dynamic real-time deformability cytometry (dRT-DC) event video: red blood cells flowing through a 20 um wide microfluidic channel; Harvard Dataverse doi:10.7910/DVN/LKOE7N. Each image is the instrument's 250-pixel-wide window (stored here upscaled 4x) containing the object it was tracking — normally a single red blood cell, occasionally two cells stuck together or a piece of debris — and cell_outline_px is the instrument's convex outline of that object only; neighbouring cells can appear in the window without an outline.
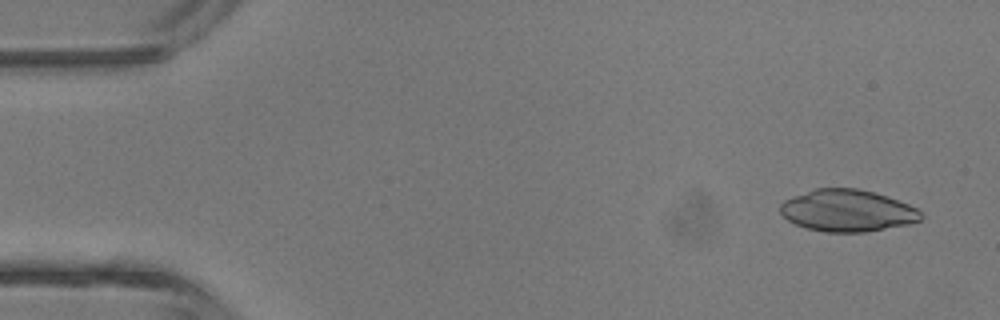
{"species": "common noctule bat (a hibernating species)", "species_latin": "Nyctalus noctula", "temperature_condition": "room temperature", "stored_images_in_passage": 5, "camera_frame_rate_fps": 3000, "um_per_image_px": 0.085, "animal": {"sex": "male", "body_mass_g": 13.3}, "frame": {"image": 1, "passage_image": 1, "time_ms": 0.0, "image_size_px": [1000, 320], "cell_outline_px": [[924, 216], [920, 220], [908, 224], [864, 232], [824, 232], [808, 228], [796, 224], [788, 220], [780, 212], [780, 204], [784, 200], [792, 196], [816, 188], [856, 188], [876, 192], [888, 196], [908, 204], [916, 208]], "centroid_in_image_um": [72.02, 17.89], "position_along_channel_um": 13.0, "area_um2": 34.33}}